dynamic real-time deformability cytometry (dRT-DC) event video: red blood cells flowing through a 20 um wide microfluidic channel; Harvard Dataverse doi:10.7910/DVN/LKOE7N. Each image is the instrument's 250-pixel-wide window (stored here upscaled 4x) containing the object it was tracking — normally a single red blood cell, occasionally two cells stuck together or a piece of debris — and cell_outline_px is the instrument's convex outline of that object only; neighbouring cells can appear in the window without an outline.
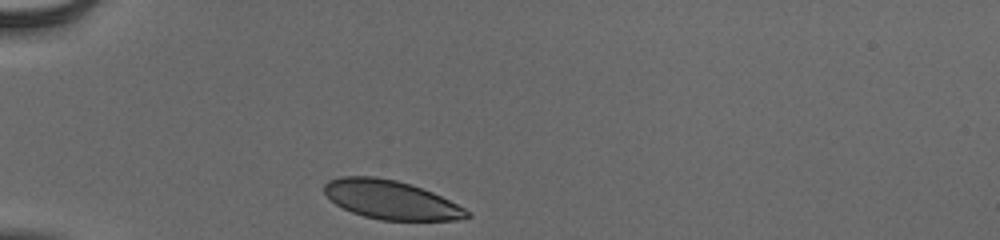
{"species": "human", "species_latin": "Homo sapiens", "temperature_condition": "cold", "stored_images_in_passage": 30, "camera_frame_rate_fps": 3000, "um_per_image_px": 0.085, "donor": {"sex": "male"}, "frame": {"image": 1, "passage_image": 1, "time_ms": 0.0, "image_size_px": [1000, 240], "cell_outline_px": [[472, 216], [460, 220], [380, 220], [364, 216], [352, 212], [336, 204], [324, 192], [324, 184], [328, 180], [340, 176], [376, 176], [396, 180], [412, 184], [432, 192], [472, 212]], "centroid_in_image_um": [33.24, 16.98], "position_along_channel_um": 51.8, "area_um2": 32.25}}
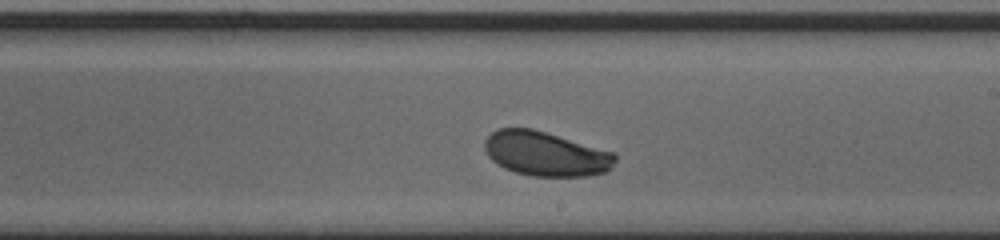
{"frame": {"image": 2, "passage_image": 18, "time_ms": 5.667, "image_size_px": [1000, 240], "cell_outline_px": [[616, 160], [612, 168], [608, 172], [588, 176], [532, 176], [516, 172], [504, 168], [496, 164], [488, 156], [484, 148], [484, 140], [496, 128], [532, 128], [612, 152], [616, 156]], "centroid_in_image_um": [46.36, 13.08], "position_along_channel_um": 242.6, "area_um2": 33.81}}
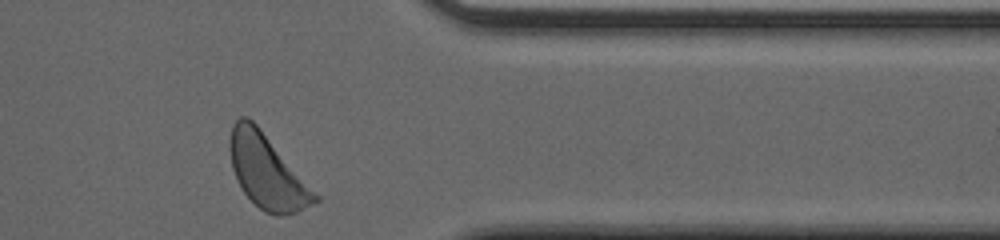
{"frame": {"image": 3, "passage_image": 30, "time_ms": 9.667, "image_size_px": [1000, 240], "cell_outline_px": [[320, 200], [296, 212], [284, 216], [276, 216], [264, 212], [244, 192], [232, 168], [228, 148], [228, 140], [232, 124], [240, 116], [248, 116], [260, 128], [320, 196]], "centroid_in_image_um": [22.69, 14.57], "position_along_channel_um": 388.7, "area_um2": 36.41}, "authors_computed_cell_mechanics": {"area_um2": 34.0731, "velocity_mm_per_s": 3.8389, "shape_relaxation_time_tau1_ms": 1.9296, "shape_relaxation_time_tau2_ms": null, "deformation_change_tau1": 0.0975, "deformation_change_tau2": null}}